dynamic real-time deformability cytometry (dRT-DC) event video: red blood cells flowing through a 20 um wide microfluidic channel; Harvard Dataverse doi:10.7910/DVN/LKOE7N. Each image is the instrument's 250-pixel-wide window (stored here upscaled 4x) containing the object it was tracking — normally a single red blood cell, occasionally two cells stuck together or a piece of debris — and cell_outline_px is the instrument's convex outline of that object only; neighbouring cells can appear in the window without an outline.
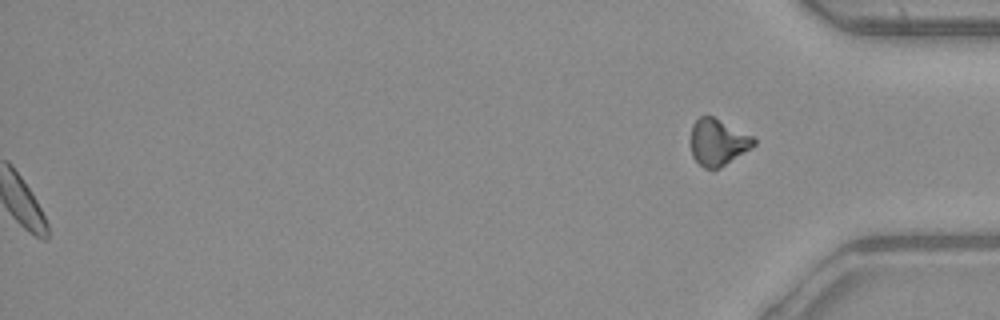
{"species": "common noctule bat (a hibernating species)", "species_latin": "Nyctalus noctula", "temperature_condition": "warm", "stored_images_in_passage": 54, "segment_of_instrument_passage": [2, 2], "camera_frame_rate_fps": 3000, "um_per_image_px": 0.085, "animal": {"sex": "male", "body_mass_g": 23.1, "forearm_length_mm": 52.7}, "frame": {"image": 1, "passage_image": 54, "time_ms": 17.667, "image_size_px": [1000, 320], "cell_outline_px": [[756, 144], [752, 148], [720, 168], [704, 168], [692, 156], [692, 124], [700, 116], [712, 116], [752, 136], [756, 140]], "centroid_in_image_um": [61.04, 12.1], "position_along_channel_um": 374.2, "area_um2": 16.82}}